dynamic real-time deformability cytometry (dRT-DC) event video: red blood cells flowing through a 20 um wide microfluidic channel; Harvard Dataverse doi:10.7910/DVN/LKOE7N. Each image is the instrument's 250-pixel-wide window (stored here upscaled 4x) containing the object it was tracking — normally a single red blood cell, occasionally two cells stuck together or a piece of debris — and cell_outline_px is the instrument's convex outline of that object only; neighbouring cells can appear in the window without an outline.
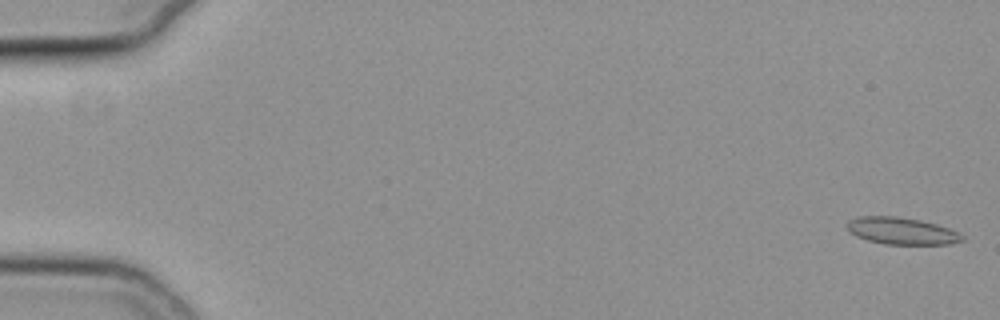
{"species": "common noctule bat (a hibernating species)", "species_latin": "Nyctalus noctula", "temperature_condition": "cold", "stored_images_in_passage": 59, "camera_frame_rate_fps": 3000, "um_per_image_px": 0.085, "animal": {"sex": "female", "body_mass_g": 19.3, "forearm_length_mm": 54.1}, "frame": {"image": 1, "passage_image": 2, "time_ms": 0.333, "image_size_px": [1000, 320], "cell_outline_px": [[964, 240], [948, 244], [884, 244], [868, 240], [856, 236], [848, 228], [848, 220], [860, 216], [896, 216], [920, 220], [936, 224], [960, 232], [964, 236]], "centroid_in_image_um": [76.67, 19.63], "position_along_channel_um": 8.3, "area_um2": 17.98}}
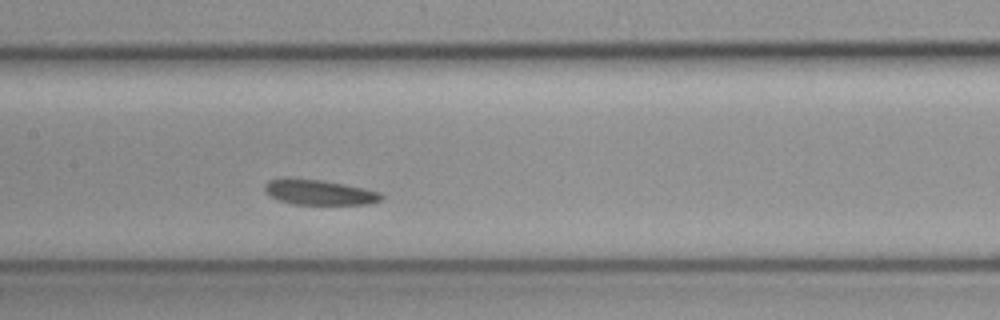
{"frame": {"image": 2, "passage_image": 30, "time_ms": 9.667, "image_size_px": [1000, 320], "cell_outline_px": [[384, 196], [380, 200], [368, 204], [292, 204], [280, 200], [264, 192], [264, 184], [268, 180], [280, 176], [292, 176], [320, 180], [344, 184], [364, 188], [380, 192]], "centroid_in_image_um": [27.05, 16.31], "position_along_channel_um": 180.4, "area_um2": 17.46}}
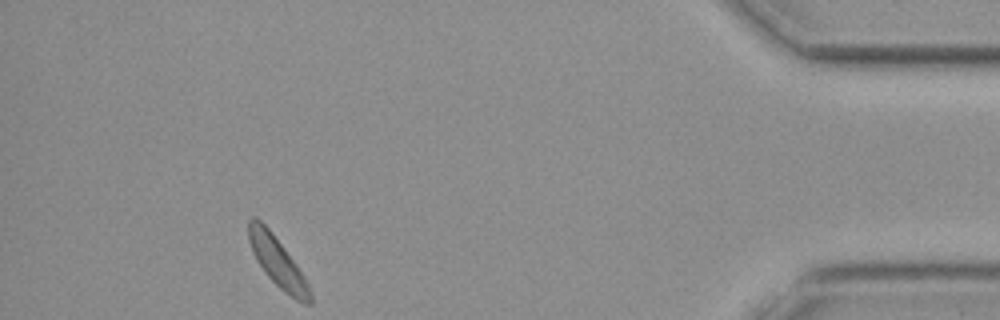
{"frame": {"image": 3, "passage_image": 54, "time_ms": 17.667, "image_size_px": [1000, 320], "cell_outline_px": [[312, 304], [304, 304], [296, 300], [284, 292], [264, 272], [256, 260], [252, 252], [248, 240], [248, 220], [252, 216], [256, 216], [272, 232], [296, 264], [304, 276], [308, 284], [312, 296]], "centroid_in_image_um": [23.57, 22.26], "position_along_channel_um": 411.6, "area_um2": 17.8}}